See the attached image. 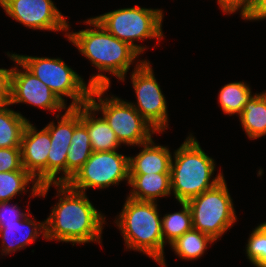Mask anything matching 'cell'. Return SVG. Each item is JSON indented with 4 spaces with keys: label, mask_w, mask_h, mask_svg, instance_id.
I'll use <instances>...</instances> for the list:
<instances>
[{
    "label": "cell",
    "mask_w": 266,
    "mask_h": 267,
    "mask_svg": "<svg viewBox=\"0 0 266 267\" xmlns=\"http://www.w3.org/2000/svg\"><path fill=\"white\" fill-rule=\"evenodd\" d=\"M52 185L57 187L60 198L45 220V239L72 242V245L101 243L105 216L94 208L86 193L73 190L67 183Z\"/></svg>",
    "instance_id": "cell-1"
},
{
    "label": "cell",
    "mask_w": 266,
    "mask_h": 267,
    "mask_svg": "<svg viewBox=\"0 0 266 267\" xmlns=\"http://www.w3.org/2000/svg\"><path fill=\"white\" fill-rule=\"evenodd\" d=\"M84 23L94 28L68 32L67 38L99 70L90 77L88 84L92 87H111L109 77L100 73L102 71L124 81L131 64L140 54L128 43L110 34L95 18Z\"/></svg>",
    "instance_id": "cell-2"
},
{
    "label": "cell",
    "mask_w": 266,
    "mask_h": 267,
    "mask_svg": "<svg viewBox=\"0 0 266 267\" xmlns=\"http://www.w3.org/2000/svg\"><path fill=\"white\" fill-rule=\"evenodd\" d=\"M173 157L170 169L171 193L179 203L188 202L214 188L224 178L222 173L211 178L216 167L215 161L202 150L192 134L175 150Z\"/></svg>",
    "instance_id": "cell-3"
},
{
    "label": "cell",
    "mask_w": 266,
    "mask_h": 267,
    "mask_svg": "<svg viewBox=\"0 0 266 267\" xmlns=\"http://www.w3.org/2000/svg\"><path fill=\"white\" fill-rule=\"evenodd\" d=\"M123 206L116 218V225L123 235L125 246L130 250L141 251L162 267H166L165 245L157 202L127 197Z\"/></svg>",
    "instance_id": "cell-4"
},
{
    "label": "cell",
    "mask_w": 266,
    "mask_h": 267,
    "mask_svg": "<svg viewBox=\"0 0 266 267\" xmlns=\"http://www.w3.org/2000/svg\"><path fill=\"white\" fill-rule=\"evenodd\" d=\"M108 89L109 87H93L88 103L96 112H102V117L115 132L120 144L140 146L150 141L152 134L158 131L139 114L131 102L113 95L111 98H102Z\"/></svg>",
    "instance_id": "cell-5"
},
{
    "label": "cell",
    "mask_w": 266,
    "mask_h": 267,
    "mask_svg": "<svg viewBox=\"0 0 266 267\" xmlns=\"http://www.w3.org/2000/svg\"><path fill=\"white\" fill-rule=\"evenodd\" d=\"M161 9L141 8L140 6L117 9L94 17L110 34L128 43L139 54L145 46L134 41L163 38Z\"/></svg>",
    "instance_id": "cell-6"
},
{
    "label": "cell",
    "mask_w": 266,
    "mask_h": 267,
    "mask_svg": "<svg viewBox=\"0 0 266 267\" xmlns=\"http://www.w3.org/2000/svg\"><path fill=\"white\" fill-rule=\"evenodd\" d=\"M18 60L39 80L46 84L65 103L64 96L70 97L69 108L88 104L92 86L60 58L33 57L16 54Z\"/></svg>",
    "instance_id": "cell-7"
},
{
    "label": "cell",
    "mask_w": 266,
    "mask_h": 267,
    "mask_svg": "<svg viewBox=\"0 0 266 267\" xmlns=\"http://www.w3.org/2000/svg\"><path fill=\"white\" fill-rule=\"evenodd\" d=\"M225 178L214 188L190 199L193 228L219 239L237 220Z\"/></svg>",
    "instance_id": "cell-8"
},
{
    "label": "cell",
    "mask_w": 266,
    "mask_h": 267,
    "mask_svg": "<svg viewBox=\"0 0 266 267\" xmlns=\"http://www.w3.org/2000/svg\"><path fill=\"white\" fill-rule=\"evenodd\" d=\"M129 157L116 150L93 152L67 184L73 190L85 193L88 188L104 189L123 180L129 182Z\"/></svg>",
    "instance_id": "cell-9"
},
{
    "label": "cell",
    "mask_w": 266,
    "mask_h": 267,
    "mask_svg": "<svg viewBox=\"0 0 266 267\" xmlns=\"http://www.w3.org/2000/svg\"><path fill=\"white\" fill-rule=\"evenodd\" d=\"M153 72L148 60L137 62L131 74L137 104L131 105L158 133H162L168 127L167 103Z\"/></svg>",
    "instance_id": "cell-10"
},
{
    "label": "cell",
    "mask_w": 266,
    "mask_h": 267,
    "mask_svg": "<svg viewBox=\"0 0 266 267\" xmlns=\"http://www.w3.org/2000/svg\"><path fill=\"white\" fill-rule=\"evenodd\" d=\"M0 6L8 16L28 28L66 31L67 37L70 25L52 0H0Z\"/></svg>",
    "instance_id": "cell-11"
},
{
    "label": "cell",
    "mask_w": 266,
    "mask_h": 267,
    "mask_svg": "<svg viewBox=\"0 0 266 267\" xmlns=\"http://www.w3.org/2000/svg\"><path fill=\"white\" fill-rule=\"evenodd\" d=\"M7 55L23 70L17 66L13 68L11 76V100L15 103H27L48 111H61L68 109L58 96L31 71H29L17 58V55Z\"/></svg>",
    "instance_id": "cell-12"
},
{
    "label": "cell",
    "mask_w": 266,
    "mask_h": 267,
    "mask_svg": "<svg viewBox=\"0 0 266 267\" xmlns=\"http://www.w3.org/2000/svg\"><path fill=\"white\" fill-rule=\"evenodd\" d=\"M57 123L58 126L50 122L45 127L51 138L47 157V184L66 183V157L74 132V108L66 109ZM60 172L63 174L58 177Z\"/></svg>",
    "instance_id": "cell-13"
},
{
    "label": "cell",
    "mask_w": 266,
    "mask_h": 267,
    "mask_svg": "<svg viewBox=\"0 0 266 267\" xmlns=\"http://www.w3.org/2000/svg\"><path fill=\"white\" fill-rule=\"evenodd\" d=\"M37 131L28 121L21 138L22 165L39 185H44L47 184V157L51 138L45 127Z\"/></svg>",
    "instance_id": "cell-14"
},
{
    "label": "cell",
    "mask_w": 266,
    "mask_h": 267,
    "mask_svg": "<svg viewBox=\"0 0 266 267\" xmlns=\"http://www.w3.org/2000/svg\"><path fill=\"white\" fill-rule=\"evenodd\" d=\"M27 215L22 220L16 223L0 224V237L2 238V254L7 255L21 248H25L36 238H39L40 233L46 238L45 220L43 222H36ZM42 229V230H41Z\"/></svg>",
    "instance_id": "cell-15"
},
{
    "label": "cell",
    "mask_w": 266,
    "mask_h": 267,
    "mask_svg": "<svg viewBox=\"0 0 266 267\" xmlns=\"http://www.w3.org/2000/svg\"><path fill=\"white\" fill-rule=\"evenodd\" d=\"M140 146L143 149L129 157L130 174L170 173L172 155L166 146L155 145L153 139Z\"/></svg>",
    "instance_id": "cell-16"
},
{
    "label": "cell",
    "mask_w": 266,
    "mask_h": 267,
    "mask_svg": "<svg viewBox=\"0 0 266 267\" xmlns=\"http://www.w3.org/2000/svg\"><path fill=\"white\" fill-rule=\"evenodd\" d=\"M93 150L87 127L81 122V106L74 108V132L66 157V183L82 168Z\"/></svg>",
    "instance_id": "cell-17"
},
{
    "label": "cell",
    "mask_w": 266,
    "mask_h": 267,
    "mask_svg": "<svg viewBox=\"0 0 266 267\" xmlns=\"http://www.w3.org/2000/svg\"><path fill=\"white\" fill-rule=\"evenodd\" d=\"M95 109L88 103L81 106V122L87 127L93 152L113 151L119 149L115 132L103 117L96 118Z\"/></svg>",
    "instance_id": "cell-18"
},
{
    "label": "cell",
    "mask_w": 266,
    "mask_h": 267,
    "mask_svg": "<svg viewBox=\"0 0 266 267\" xmlns=\"http://www.w3.org/2000/svg\"><path fill=\"white\" fill-rule=\"evenodd\" d=\"M127 183L132 187L127 197L135 200L156 202L171 195V173L130 174Z\"/></svg>",
    "instance_id": "cell-19"
},
{
    "label": "cell",
    "mask_w": 266,
    "mask_h": 267,
    "mask_svg": "<svg viewBox=\"0 0 266 267\" xmlns=\"http://www.w3.org/2000/svg\"><path fill=\"white\" fill-rule=\"evenodd\" d=\"M32 182L31 195L45 197L52 184L39 185L26 171L16 170L0 172V202L11 201L17 194L26 192V187Z\"/></svg>",
    "instance_id": "cell-20"
},
{
    "label": "cell",
    "mask_w": 266,
    "mask_h": 267,
    "mask_svg": "<svg viewBox=\"0 0 266 267\" xmlns=\"http://www.w3.org/2000/svg\"><path fill=\"white\" fill-rule=\"evenodd\" d=\"M239 119L242 128L250 139H257L266 135V91L253 94L244 105Z\"/></svg>",
    "instance_id": "cell-21"
},
{
    "label": "cell",
    "mask_w": 266,
    "mask_h": 267,
    "mask_svg": "<svg viewBox=\"0 0 266 267\" xmlns=\"http://www.w3.org/2000/svg\"><path fill=\"white\" fill-rule=\"evenodd\" d=\"M8 106L10 104L0 106V148L21 147V138L28 119Z\"/></svg>",
    "instance_id": "cell-22"
},
{
    "label": "cell",
    "mask_w": 266,
    "mask_h": 267,
    "mask_svg": "<svg viewBox=\"0 0 266 267\" xmlns=\"http://www.w3.org/2000/svg\"><path fill=\"white\" fill-rule=\"evenodd\" d=\"M213 242L215 240L211 236L192 228L172 242L170 246L181 259L196 260L204 254L207 245Z\"/></svg>",
    "instance_id": "cell-23"
},
{
    "label": "cell",
    "mask_w": 266,
    "mask_h": 267,
    "mask_svg": "<svg viewBox=\"0 0 266 267\" xmlns=\"http://www.w3.org/2000/svg\"><path fill=\"white\" fill-rule=\"evenodd\" d=\"M250 87L242 82H233L224 85L219 91L218 101L225 114L240 115L244 105L252 97Z\"/></svg>",
    "instance_id": "cell-24"
},
{
    "label": "cell",
    "mask_w": 266,
    "mask_h": 267,
    "mask_svg": "<svg viewBox=\"0 0 266 267\" xmlns=\"http://www.w3.org/2000/svg\"><path fill=\"white\" fill-rule=\"evenodd\" d=\"M180 205L182 206V210L166 214L161 218L164 244L166 242L171 244L185 232L193 228L192 215L188 203L180 202Z\"/></svg>",
    "instance_id": "cell-25"
},
{
    "label": "cell",
    "mask_w": 266,
    "mask_h": 267,
    "mask_svg": "<svg viewBox=\"0 0 266 267\" xmlns=\"http://www.w3.org/2000/svg\"><path fill=\"white\" fill-rule=\"evenodd\" d=\"M246 244L249 261L256 267H266V222L255 227Z\"/></svg>",
    "instance_id": "cell-26"
},
{
    "label": "cell",
    "mask_w": 266,
    "mask_h": 267,
    "mask_svg": "<svg viewBox=\"0 0 266 267\" xmlns=\"http://www.w3.org/2000/svg\"><path fill=\"white\" fill-rule=\"evenodd\" d=\"M25 170L22 165L21 147L0 148V172Z\"/></svg>",
    "instance_id": "cell-27"
},
{
    "label": "cell",
    "mask_w": 266,
    "mask_h": 267,
    "mask_svg": "<svg viewBox=\"0 0 266 267\" xmlns=\"http://www.w3.org/2000/svg\"><path fill=\"white\" fill-rule=\"evenodd\" d=\"M224 13L232 14L241 9L242 19H245L254 8L256 0H217Z\"/></svg>",
    "instance_id": "cell-28"
},
{
    "label": "cell",
    "mask_w": 266,
    "mask_h": 267,
    "mask_svg": "<svg viewBox=\"0 0 266 267\" xmlns=\"http://www.w3.org/2000/svg\"><path fill=\"white\" fill-rule=\"evenodd\" d=\"M20 210L17 204L9 206V201L0 202V224L16 223L18 220L30 215L29 211L26 214L20 212Z\"/></svg>",
    "instance_id": "cell-29"
},
{
    "label": "cell",
    "mask_w": 266,
    "mask_h": 267,
    "mask_svg": "<svg viewBox=\"0 0 266 267\" xmlns=\"http://www.w3.org/2000/svg\"><path fill=\"white\" fill-rule=\"evenodd\" d=\"M12 71L13 68H0V106L10 104Z\"/></svg>",
    "instance_id": "cell-30"
},
{
    "label": "cell",
    "mask_w": 266,
    "mask_h": 267,
    "mask_svg": "<svg viewBox=\"0 0 266 267\" xmlns=\"http://www.w3.org/2000/svg\"><path fill=\"white\" fill-rule=\"evenodd\" d=\"M265 20L266 19V0H256L254 8L245 20Z\"/></svg>",
    "instance_id": "cell-31"
}]
</instances>
